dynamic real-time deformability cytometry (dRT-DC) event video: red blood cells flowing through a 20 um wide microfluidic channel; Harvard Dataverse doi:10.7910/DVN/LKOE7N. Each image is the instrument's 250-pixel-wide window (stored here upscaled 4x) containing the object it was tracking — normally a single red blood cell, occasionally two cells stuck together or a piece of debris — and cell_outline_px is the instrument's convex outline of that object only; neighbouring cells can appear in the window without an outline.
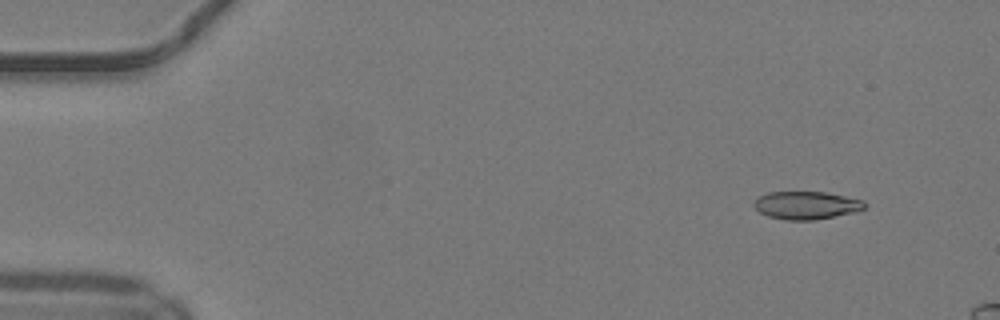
{"species": "common noctule bat (a hibernating species)", "species_latin": "Nyctalus noctula", "temperature_condition": "warm", "stored_images_in_passage": 12, "camera_frame_rate_fps": 3000, "um_per_image_px": 0.085, "animal": {"sex": "male", "body_mass_g": 19.2, "forearm_length_mm": 51.8}, "frame": {"image": 1, "passage_image": 4, "time_ms": 1.0, "image_size_px": [1000, 320], "cell_outline_px": [[868, 204], [864, 208], [856, 212], [816, 220], [784, 220], [768, 216], [760, 212], [752, 204], [760, 196], [768, 192], [828, 192], [864, 200]], "centroid_in_image_um": [68.59, 17.45], "position_along_channel_um": 16.4, "area_um2": 18.15}}